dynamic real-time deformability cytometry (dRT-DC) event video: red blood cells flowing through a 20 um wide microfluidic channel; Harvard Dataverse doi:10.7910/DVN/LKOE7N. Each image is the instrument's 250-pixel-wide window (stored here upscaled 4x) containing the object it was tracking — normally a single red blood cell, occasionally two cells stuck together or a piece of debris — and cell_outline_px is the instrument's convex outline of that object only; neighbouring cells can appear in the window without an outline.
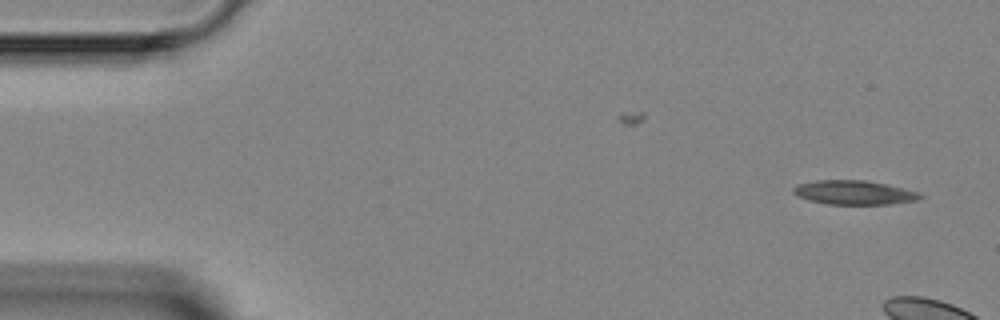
{"species": "Egyptian fruit bat (a non-hibernating species)", "species_latin": "Rousettus aegyptiacus", "temperature_condition": "room temperature", "stored_images_in_passage": 2, "camera_frame_rate_fps": 3000, "um_per_image_px": 0.085, "animal": {"sex": "female"}, "frame": {"image": 1, "passage_image": 2, "time_ms": 1.667, "image_size_px": [1000, 320], "cell_outline_px": [[924, 196], [916, 200], [888, 204], [828, 204], [808, 200], [796, 196], [792, 192], [792, 188], [796, 184], [816, 180], [868, 180], [920, 192]], "centroid_in_image_um": [72.55, 16.36], "position_along_channel_um": 12.5, "area_um2": 17.92}}